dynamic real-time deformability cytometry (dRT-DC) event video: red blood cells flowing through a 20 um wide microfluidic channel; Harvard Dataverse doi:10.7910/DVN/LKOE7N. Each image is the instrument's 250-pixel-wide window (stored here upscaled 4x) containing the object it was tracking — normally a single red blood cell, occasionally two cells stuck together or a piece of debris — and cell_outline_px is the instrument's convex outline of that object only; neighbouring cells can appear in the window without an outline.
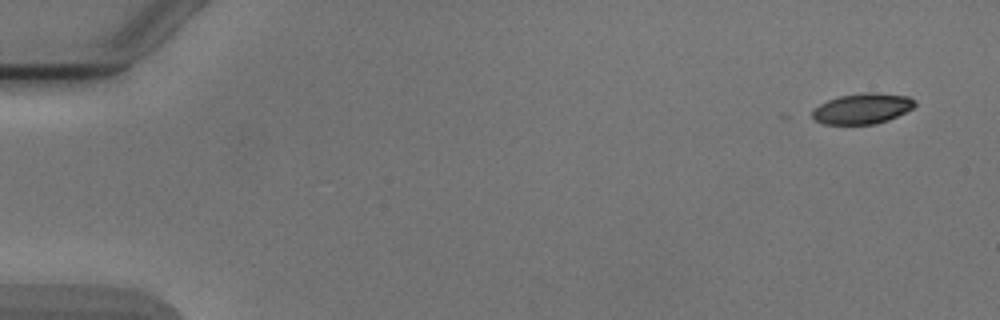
{"species": "Egyptian fruit bat (a non-hibernating species)", "species_latin": "Rousettus aegyptiacus", "temperature_condition": "cold", "stored_images_in_passage": 6, "camera_frame_rate_fps": 3000, "um_per_image_px": 0.085, "animal": {"sex": "male"}, "frame": {"image": 1, "passage_image": 1, "time_ms": 0.0, "image_size_px": [1000, 320], "cell_outline_px": [[916, 104], [912, 108], [888, 120], [876, 124], [824, 124], [816, 120], [812, 116], [812, 112], [820, 104], [828, 100], [840, 96], [864, 92], [876, 92], [908, 96], [916, 100]], "centroid_in_image_um": [73.32, 9.22], "position_along_channel_um": 11.7, "area_um2": 18.15}}